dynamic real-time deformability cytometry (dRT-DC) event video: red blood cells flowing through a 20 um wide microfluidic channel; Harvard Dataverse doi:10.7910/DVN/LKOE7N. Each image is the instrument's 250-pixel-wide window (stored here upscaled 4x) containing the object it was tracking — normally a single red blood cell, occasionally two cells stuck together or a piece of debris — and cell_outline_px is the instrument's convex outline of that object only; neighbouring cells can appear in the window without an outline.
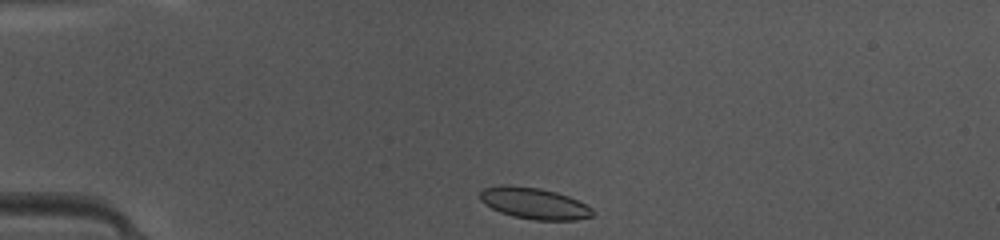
{"species": "common noctule bat (a hibernating species)", "species_latin": "Nyctalus noctula", "temperature_condition": "warm", "stored_images_in_passage": 37, "camera_frame_rate_fps": 3000, "um_per_image_px": 0.085, "animal": {"sex": "female", "body_mass_g": 10.0, "forearm_length_mm": 53.1}, "frame": {"image": 1, "passage_image": 1, "time_ms": 0.0, "image_size_px": [1000, 240], "cell_outline_px": [[596, 212], [592, 216], [576, 220], [536, 220], [512, 216], [500, 212], [484, 204], [480, 200], [480, 192], [484, 188], [500, 184], [508, 184], [540, 188], [556, 192], [568, 196], [592, 208]], "centroid_in_image_um": [45.38, 17.27], "position_along_channel_um": 39.6, "area_um2": 20.69}}
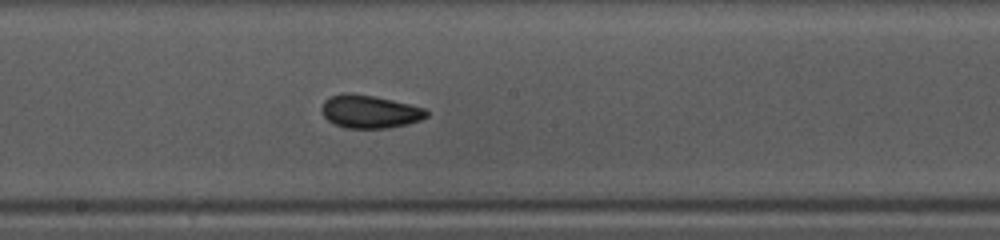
{"frame": {"image": 2, "passage_image": 16, "time_ms": 5.0, "image_size_px": [1000, 240], "cell_outline_px": [[428, 116], [420, 120], [408, 124], [388, 128], [344, 128], [328, 120], [324, 116], [320, 108], [324, 100], [328, 96], [344, 92], [348, 92], [376, 96], [424, 108], [428, 112]], "centroid_in_image_um": [31.39, 9.47], "position_along_channel_um": 216.8, "area_um2": 20.35}}
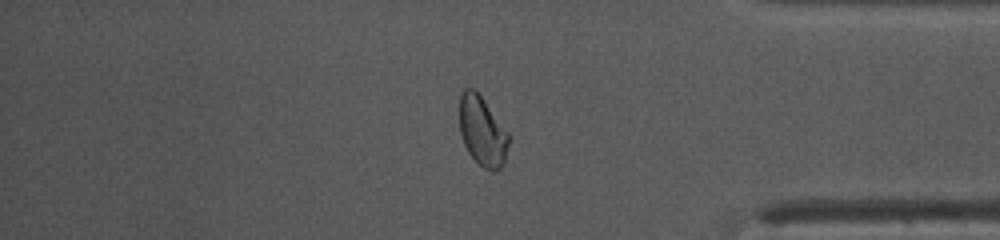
{"frame": {"image": 3, "passage_image": 30, "time_ms": 9.667, "image_size_px": [1000, 240], "cell_outline_px": [[508, 144], [504, 164], [496, 172], [492, 172], [484, 168], [468, 152], [464, 144], [460, 132], [460, 92], [464, 88], [472, 88], [480, 96], [508, 132]], "centroid_in_image_um": [40.99, 11.17], "position_along_channel_um": 394.2, "area_um2": 19.65}, "authors_computed_cell_mechanics": {"area_um2": 19.9988, "velocity_mm_per_s": 4.1864, "shape_relaxation_time_tau1_ms": 4.2901, "shape_relaxation_time_tau2_ms": 1.9518, "deformation_change_tau1": 0.1107, "deformation_change_tau2": 0.0573}}